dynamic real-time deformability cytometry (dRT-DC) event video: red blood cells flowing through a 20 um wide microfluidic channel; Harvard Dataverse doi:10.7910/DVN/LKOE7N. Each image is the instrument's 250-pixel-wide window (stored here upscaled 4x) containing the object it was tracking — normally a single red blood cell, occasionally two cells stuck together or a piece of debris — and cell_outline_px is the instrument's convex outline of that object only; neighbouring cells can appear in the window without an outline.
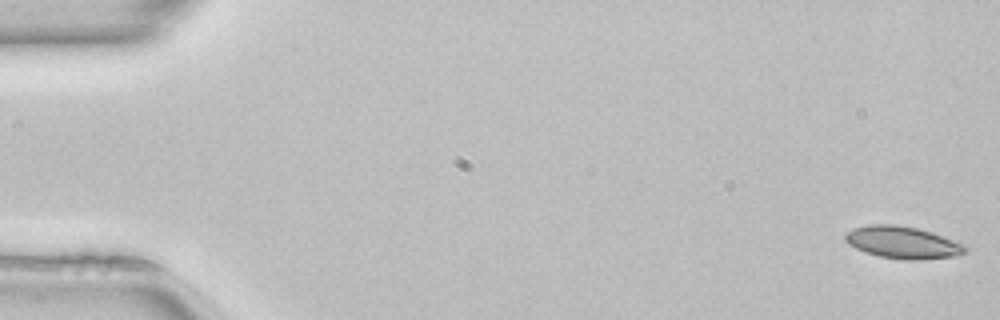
{"species": "common noctule bat (a hibernating species)", "species_latin": "Nyctalus noctula", "temperature_condition": "room temperature", "stored_images_in_passage": 50, "camera_frame_rate_fps": 3000, "um_per_image_px": 0.085, "animal": {"sex": "female", "body_mass_g": 22.7, "forearm_length_mm": 54.2}, "frame": {"image": 1, "passage_image": 1, "time_ms": 0.0, "image_size_px": [1000, 320], "cell_outline_px": [[968, 252], [956, 256], [916, 260], [904, 260], [880, 256], [856, 248], [848, 244], [844, 240], [844, 236], [848, 232], [856, 228], [868, 224], [896, 224], [916, 228], [932, 232], [964, 244], [968, 248]], "centroid_in_image_um": [76.76, 20.61], "position_along_channel_um": 8.2, "area_um2": 22.43}}
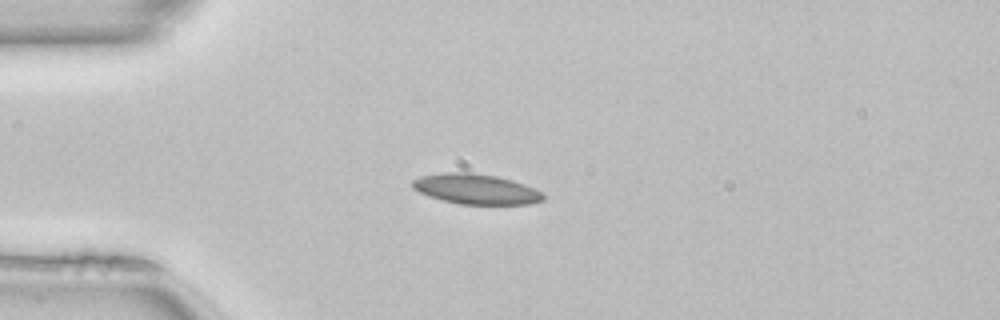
{"frame": {"image": 2, "passage_image": 13, "time_ms": 4.0, "image_size_px": [1000, 320], "cell_outline_px": [[544, 200], [528, 204], [460, 204], [444, 200], [420, 192], [412, 188], [412, 180], [420, 176], [444, 172], [468, 172], [496, 176], [512, 180], [524, 184], [544, 192]], "centroid_in_image_um": [40.48, 16.06], "position_along_channel_um": 44.5, "area_um2": 22.89}}
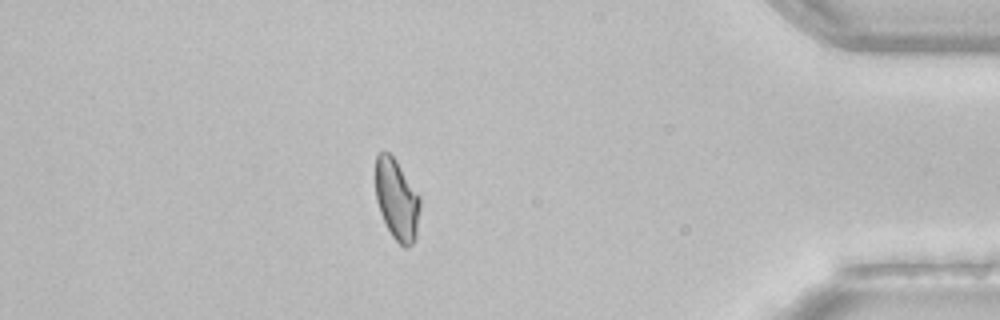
{"frame": {"image": 3, "passage_image": 44, "time_ms": 14.333, "image_size_px": [1000, 320], "cell_outline_px": [[420, 208], [416, 236], [412, 244], [408, 248], [404, 248], [392, 236], [380, 212], [376, 200], [376, 156], [380, 152], [388, 152], [396, 160], [420, 196]], "centroid_in_image_um": [33.74, 16.98], "position_along_channel_um": 401.5, "area_um2": 20.87}, "authors_computed_cell_mechanics": {"area_um2": 21.8773, "velocity_mm_per_s": 4.0634, "shape_relaxation_time_tau1_ms": null, "shape_relaxation_time_tau2_ms": 3.5585, "deformation_change_tau1": null, "deformation_change_tau2": 0.0976}}